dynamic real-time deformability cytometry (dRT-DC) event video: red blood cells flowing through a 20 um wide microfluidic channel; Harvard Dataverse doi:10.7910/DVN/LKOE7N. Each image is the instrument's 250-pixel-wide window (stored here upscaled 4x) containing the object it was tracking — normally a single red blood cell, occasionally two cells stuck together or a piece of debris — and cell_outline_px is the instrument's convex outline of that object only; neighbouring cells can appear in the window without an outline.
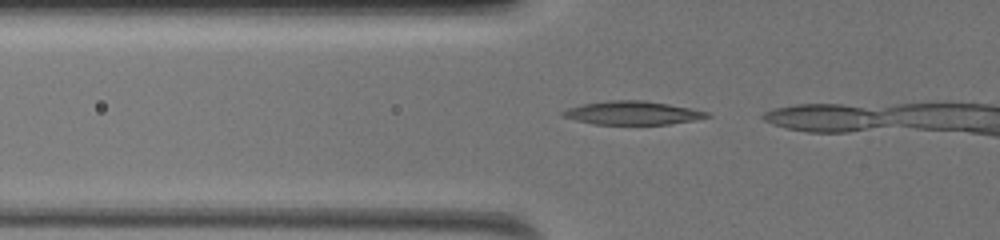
{"species": "common noctule bat (a hibernating species)", "species_latin": "Nyctalus noctula", "temperature_condition": "warm", "stored_images_in_passage": 13, "camera_frame_rate_fps": 3000, "um_per_image_px": 0.085, "animal": {"sex": "female", "body_mass_g": 19.5, "forearm_length_mm": 54.1}, "frame": {"image": 1, "passage_image": 11, "time_ms": 3.333, "image_size_px": [1000, 240], "cell_outline_px": [[712, 116], [696, 120], [668, 124], [596, 124], [576, 120], [564, 116], [560, 112], [568, 108], [584, 104], [608, 100], [640, 100], [668, 104], [708, 112]], "centroid_in_image_um": [53.78, 9.6], "position_along_channel_um": 72.0, "area_um2": 19.42}}